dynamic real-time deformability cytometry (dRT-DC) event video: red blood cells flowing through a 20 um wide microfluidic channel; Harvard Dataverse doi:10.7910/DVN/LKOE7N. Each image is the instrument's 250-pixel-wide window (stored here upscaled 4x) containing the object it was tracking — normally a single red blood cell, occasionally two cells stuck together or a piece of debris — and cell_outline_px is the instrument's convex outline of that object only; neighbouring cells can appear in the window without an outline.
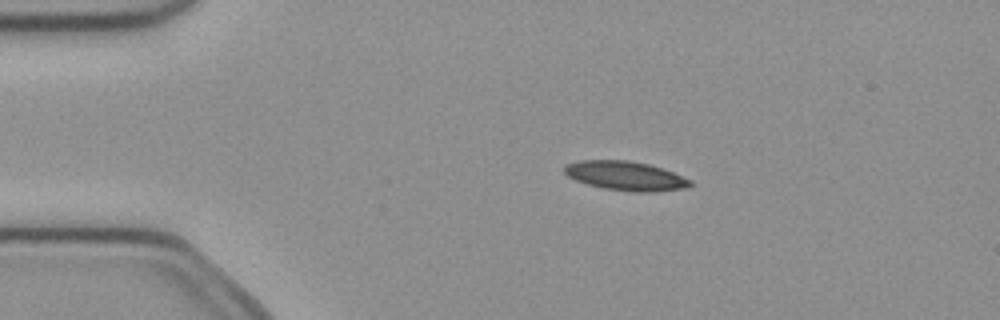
{"species": "common noctule bat (a hibernating species)", "species_latin": "Nyctalus noctula", "temperature_condition": "cold", "stored_images_in_passage": 4, "camera_frame_rate_fps": 3000, "um_per_image_px": 0.085, "animal": {"sex": "female", "body_mass_g": 21.9}, "frame": {"image": 1, "passage_image": 2, "time_ms": 0.333, "image_size_px": [1000, 320], "cell_outline_px": [[692, 184], [684, 188], [652, 192], [636, 192], [604, 188], [588, 184], [576, 180], [568, 176], [564, 172], [564, 164], [580, 160], [628, 160], [648, 164], [672, 172], [692, 180]], "centroid_in_image_um": [53.14, 14.94], "position_along_channel_um": 31.9, "area_um2": 21.21}}